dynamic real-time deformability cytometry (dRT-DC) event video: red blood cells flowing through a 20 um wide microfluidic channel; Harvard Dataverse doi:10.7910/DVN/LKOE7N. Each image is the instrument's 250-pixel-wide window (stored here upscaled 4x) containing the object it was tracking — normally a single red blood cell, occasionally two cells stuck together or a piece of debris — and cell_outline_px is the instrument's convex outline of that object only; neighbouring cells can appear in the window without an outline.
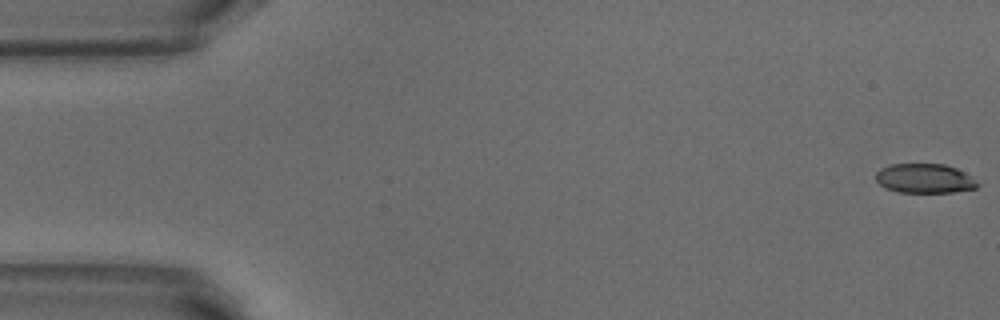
{"species": "common noctule bat (a hibernating species)", "species_latin": "Nyctalus noctula", "temperature_condition": "warm", "stored_images_in_passage": 11, "camera_frame_rate_fps": 3000, "um_per_image_px": 0.085, "animal": {"sex": "male", "body_mass_g": 18.8}, "frame": {"image": 1, "passage_image": 1, "time_ms": 0.0, "image_size_px": [1000, 320], "cell_outline_px": [[980, 184], [976, 188], [952, 192], [900, 192], [884, 188], [876, 180], [876, 172], [880, 168], [892, 164], [944, 164], [956, 168], [972, 176]], "centroid_in_image_um": [78.6, 15.16], "position_along_channel_um": 6.4, "area_um2": 17.46}}